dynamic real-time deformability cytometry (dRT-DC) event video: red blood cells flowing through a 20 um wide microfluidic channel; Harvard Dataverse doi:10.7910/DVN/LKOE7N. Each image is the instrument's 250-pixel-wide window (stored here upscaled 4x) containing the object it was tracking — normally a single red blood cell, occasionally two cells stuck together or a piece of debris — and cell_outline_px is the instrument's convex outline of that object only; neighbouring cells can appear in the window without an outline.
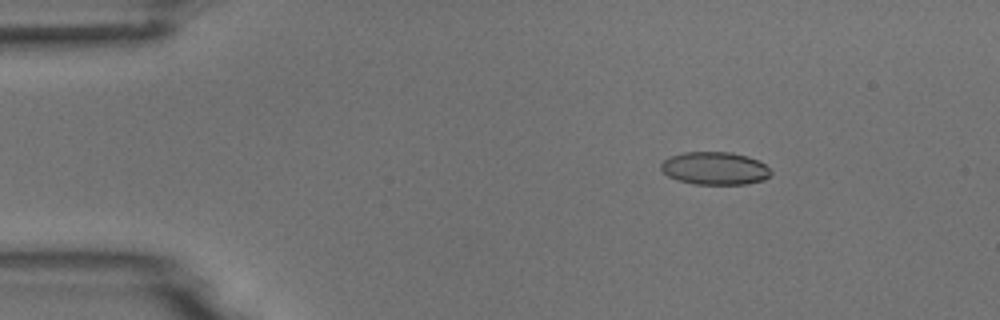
{"species": "common noctule bat (a hibernating species)", "species_latin": "Nyctalus noctula", "temperature_condition": "room temperature", "stored_images_in_passage": 5, "camera_frame_rate_fps": 3000, "um_per_image_px": 0.085, "animal": {"sex": "male", "body_mass_g": 18.8}, "frame": {"image": 1, "passage_image": 3, "time_ms": 2.333, "image_size_px": [1000, 320], "cell_outline_px": [[772, 172], [764, 180], [744, 184], [692, 184], [676, 180], [668, 176], [660, 168], [660, 164], [664, 160], [672, 156], [684, 152], [732, 152], [748, 156], [764, 164]], "centroid_in_image_um": [60.74, 14.31], "position_along_channel_um": 24.3, "area_um2": 20.98}}